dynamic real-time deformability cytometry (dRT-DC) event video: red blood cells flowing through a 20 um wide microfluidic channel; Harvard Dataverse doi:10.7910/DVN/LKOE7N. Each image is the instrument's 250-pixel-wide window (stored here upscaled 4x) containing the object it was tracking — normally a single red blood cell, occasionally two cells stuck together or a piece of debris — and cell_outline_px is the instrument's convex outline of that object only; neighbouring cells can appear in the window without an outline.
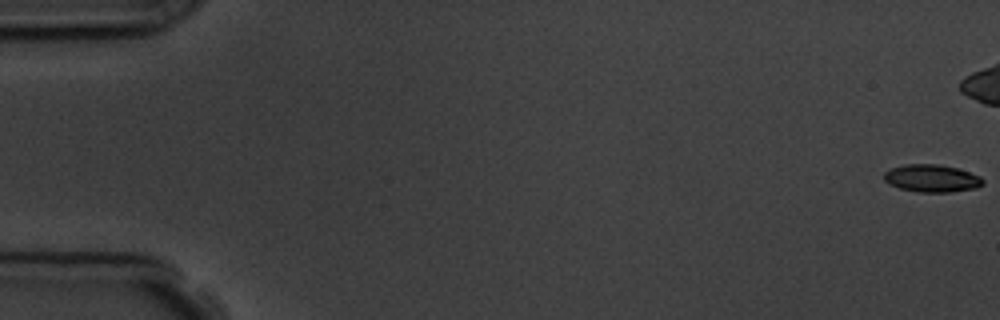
{"species": "common noctule bat (a hibernating species)", "species_latin": "Nyctalus noctula", "temperature_condition": "room temperature", "stored_images_in_passage": 14, "camera_frame_rate_fps": 3000, "um_per_image_px": 0.085, "animal": {"sex": "male", "body_mass_g": 19.5, "forearm_length_mm": 54.6}, "frame": {"image": 1, "passage_image": 1, "time_ms": 0.0, "image_size_px": [1000, 320], "cell_outline_px": [[984, 184], [976, 188], [948, 192], [916, 192], [900, 188], [888, 184], [884, 180], [884, 172], [892, 168], [904, 164], [940, 164], [956, 168], [980, 176], [984, 180]], "centroid_in_image_um": [79.19, 15.16], "position_along_channel_um": 5.8, "area_um2": 15.9}}